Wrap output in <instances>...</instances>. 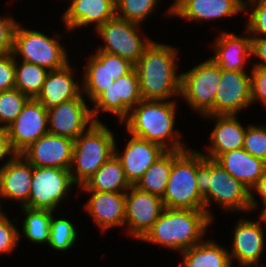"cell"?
Returning a JSON list of instances; mask_svg holds the SVG:
<instances>
[{"label": "cell", "instance_id": "6da1fadb", "mask_svg": "<svg viewBox=\"0 0 266 267\" xmlns=\"http://www.w3.org/2000/svg\"><path fill=\"white\" fill-rule=\"evenodd\" d=\"M177 50L170 45L155 43L145 49L134 65L139 77L142 100H166L180 96L181 74L176 73Z\"/></svg>", "mask_w": 266, "mask_h": 267}, {"label": "cell", "instance_id": "7a4b0ae2", "mask_svg": "<svg viewBox=\"0 0 266 267\" xmlns=\"http://www.w3.org/2000/svg\"><path fill=\"white\" fill-rule=\"evenodd\" d=\"M175 108V101L141 100L123 122L131 136L157 143L166 150H187L179 141V130L174 129Z\"/></svg>", "mask_w": 266, "mask_h": 267}, {"label": "cell", "instance_id": "3957f363", "mask_svg": "<svg viewBox=\"0 0 266 267\" xmlns=\"http://www.w3.org/2000/svg\"><path fill=\"white\" fill-rule=\"evenodd\" d=\"M212 221L205 210L164 208L141 240L182 252L201 242Z\"/></svg>", "mask_w": 266, "mask_h": 267}, {"label": "cell", "instance_id": "277c9868", "mask_svg": "<svg viewBox=\"0 0 266 267\" xmlns=\"http://www.w3.org/2000/svg\"><path fill=\"white\" fill-rule=\"evenodd\" d=\"M196 179L199 193L203 197L204 210L212 220L208 209L211 201L217 202L227 211H251L250 190L217 161L205 158L200 152H197Z\"/></svg>", "mask_w": 266, "mask_h": 267}, {"label": "cell", "instance_id": "5b68a950", "mask_svg": "<svg viewBox=\"0 0 266 267\" xmlns=\"http://www.w3.org/2000/svg\"><path fill=\"white\" fill-rule=\"evenodd\" d=\"M115 143L114 134L102 122H95L74 140L70 172L75 186L84 185L115 154Z\"/></svg>", "mask_w": 266, "mask_h": 267}, {"label": "cell", "instance_id": "8992f818", "mask_svg": "<svg viewBox=\"0 0 266 267\" xmlns=\"http://www.w3.org/2000/svg\"><path fill=\"white\" fill-rule=\"evenodd\" d=\"M197 151L184 150L172 163V170L162 197L169 209L204 210L197 186Z\"/></svg>", "mask_w": 266, "mask_h": 267}, {"label": "cell", "instance_id": "52a82bcc", "mask_svg": "<svg viewBox=\"0 0 266 267\" xmlns=\"http://www.w3.org/2000/svg\"><path fill=\"white\" fill-rule=\"evenodd\" d=\"M56 37L50 38L39 31L22 28L17 23L13 33L12 53L14 56L19 54L22 61L36 64L48 71L63 68L69 63L68 57L59 44V34Z\"/></svg>", "mask_w": 266, "mask_h": 267}, {"label": "cell", "instance_id": "ba28073f", "mask_svg": "<svg viewBox=\"0 0 266 267\" xmlns=\"http://www.w3.org/2000/svg\"><path fill=\"white\" fill-rule=\"evenodd\" d=\"M221 79V69L210 58L181 73L180 95L194 111L214 115V101Z\"/></svg>", "mask_w": 266, "mask_h": 267}, {"label": "cell", "instance_id": "9c48e42d", "mask_svg": "<svg viewBox=\"0 0 266 267\" xmlns=\"http://www.w3.org/2000/svg\"><path fill=\"white\" fill-rule=\"evenodd\" d=\"M139 25L116 16L106 21L96 29L105 42L97 51L119 55L135 65L152 42L149 38L141 40L137 33Z\"/></svg>", "mask_w": 266, "mask_h": 267}, {"label": "cell", "instance_id": "30bf717a", "mask_svg": "<svg viewBox=\"0 0 266 267\" xmlns=\"http://www.w3.org/2000/svg\"><path fill=\"white\" fill-rule=\"evenodd\" d=\"M73 184L70 170L33 166L29 208L54 211Z\"/></svg>", "mask_w": 266, "mask_h": 267}, {"label": "cell", "instance_id": "8fae6325", "mask_svg": "<svg viewBox=\"0 0 266 267\" xmlns=\"http://www.w3.org/2000/svg\"><path fill=\"white\" fill-rule=\"evenodd\" d=\"M142 100L139 90V77L134 67L128 74L121 76L106 88L94 101L91 108L95 122H101L96 115L99 111L117 115L122 123L130 111Z\"/></svg>", "mask_w": 266, "mask_h": 267}, {"label": "cell", "instance_id": "7c38bea8", "mask_svg": "<svg viewBox=\"0 0 266 267\" xmlns=\"http://www.w3.org/2000/svg\"><path fill=\"white\" fill-rule=\"evenodd\" d=\"M48 110L35 98H30L22 112L7 127L11 149L21 154L31 144L48 133Z\"/></svg>", "mask_w": 266, "mask_h": 267}, {"label": "cell", "instance_id": "4fadbf2b", "mask_svg": "<svg viewBox=\"0 0 266 267\" xmlns=\"http://www.w3.org/2000/svg\"><path fill=\"white\" fill-rule=\"evenodd\" d=\"M164 208L162 197L131 186L126 191L125 198V223L129 227L128 234L141 240L158 220Z\"/></svg>", "mask_w": 266, "mask_h": 267}, {"label": "cell", "instance_id": "5bb4252c", "mask_svg": "<svg viewBox=\"0 0 266 267\" xmlns=\"http://www.w3.org/2000/svg\"><path fill=\"white\" fill-rule=\"evenodd\" d=\"M94 123L91 109L86 105L82 93L77 98L60 103L48 110V126H50L48 133L50 134L75 140Z\"/></svg>", "mask_w": 266, "mask_h": 267}, {"label": "cell", "instance_id": "9a60e30c", "mask_svg": "<svg viewBox=\"0 0 266 267\" xmlns=\"http://www.w3.org/2000/svg\"><path fill=\"white\" fill-rule=\"evenodd\" d=\"M218 85L214 115H236L251 105V76L245 71H223Z\"/></svg>", "mask_w": 266, "mask_h": 267}, {"label": "cell", "instance_id": "2e32d148", "mask_svg": "<svg viewBox=\"0 0 266 267\" xmlns=\"http://www.w3.org/2000/svg\"><path fill=\"white\" fill-rule=\"evenodd\" d=\"M73 146V139L47 133L25 149L21 155L36 167L70 170Z\"/></svg>", "mask_w": 266, "mask_h": 267}, {"label": "cell", "instance_id": "e0dca14e", "mask_svg": "<svg viewBox=\"0 0 266 267\" xmlns=\"http://www.w3.org/2000/svg\"><path fill=\"white\" fill-rule=\"evenodd\" d=\"M249 2L244 0H175L168 15H177L186 20H215L247 11Z\"/></svg>", "mask_w": 266, "mask_h": 267}, {"label": "cell", "instance_id": "ac0fdd59", "mask_svg": "<svg viewBox=\"0 0 266 267\" xmlns=\"http://www.w3.org/2000/svg\"><path fill=\"white\" fill-rule=\"evenodd\" d=\"M262 223L260 217L257 222L247 219L238 221L233 233L231 253H229L231 262L235 259L242 267H252V265L258 267L265 245Z\"/></svg>", "mask_w": 266, "mask_h": 267}, {"label": "cell", "instance_id": "d6986e66", "mask_svg": "<svg viewBox=\"0 0 266 267\" xmlns=\"http://www.w3.org/2000/svg\"><path fill=\"white\" fill-rule=\"evenodd\" d=\"M33 165L15 154L0 168V198L15 199L29 208Z\"/></svg>", "mask_w": 266, "mask_h": 267}, {"label": "cell", "instance_id": "ffe728a7", "mask_svg": "<svg viewBox=\"0 0 266 267\" xmlns=\"http://www.w3.org/2000/svg\"><path fill=\"white\" fill-rule=\"evenodd\" d=\"M116 148L115 144V154L121 161L126 179L131 186H135L146 170L167 151L157 143L134 136L127 143L123 155H119Z\"/></svg>", "mask_w": 266, "mask_h": 267}, {"label": "cell", "instance_id": "44dd1931", "mask_svg": "<svg viewBox=\"0 0 266 267\" xmlns=\"http://www.w3.org/2000/svg\"><path fill=\"white\" fill-rule=\"evenodd\" d=\"M215 161L250 190L251 210L257 209L258 203L253 196L252 188L266 172V162L252 156L243 148L225 152Z\"/></svg>", "mask_w": 266, "mask_h": 267}, {"label": "cell", "instance_id": "7402d4cb", "mask_svg": "<svg viewBox=\"0 0 266 267\" xmlns=\"http://www.w3.org/2000/svg\"><path fill=\"white\" fill-rule=\"evenodd\" d=\"M87 192L91 196L85 209L103 231L125 224L126 192Z\"/></svg>", "mask_w": 266, "mask_h": 267}, {"label": "cell", "instance_id": "603a6c76", "mask_svg": "<svg viewBox=\"0 0 266 267\" xmlns=\"http://www.w3.org/2000/svg\"><path fill=\"white\" fill-rule=\"evenodd\" d=\"M72 72L69 63L63 68L48 72L42 89L35 98L46 110L77 98L82 93V87H79L78 81H74Z\"/></svg>", "mask_w": 266, "mask_h": 267}, {"label": "cell", "instance_id": "cb8c5ba5", "mask_svg": "<svg viewBox=\"0 0 266 267\" xmlns=\"http://www.w3.org/2000/svg\"><path fill=\"white\" fill-rule=\"evenodd\" d=\"M115 16V0H72L62 19L67 31H71L88 24L96 25L97 29Z\"/></svg>", "mask_w": 266, "mask_h": 267}, {"label": "cell", "instance_id": "d4e9b609", "mask_svg": "<svg viewBox=\"0 0 266 267\" xmlns=\"http://www.w3.org/2000/svg\"><path fill=\"white\" fill-rule=\"evenodd\" d=\"M215 55L211 59L223 71H245L252 55V37L222 32L215 40Z\"/></svg>", "mask_w": 266, "mask_h": 267}, {"label": "cell", "instance_id": "484cf974", "mask_svg": "<svg viewBox=\"0 0 266 267\" xmlns=\"http://www.w3.org/2000/svg\"><path fill=\"white\" fill-rule=\"evenodd\" d=\"M206 118H215L216 124L210 134L212 146L209 153L202 155L205 158L216 160L221 154L243 148L246 128L237 120L236 115H204Z\"/></svg>", "mask_w": 266, "mask_h": 267}, {"label": "cell", "instance_id": "4316f807", "mask_svg": "<svg viewBox=\"0 0 266 267\" xmlns=\"http://www.w3.org/2000/svg\"><path fill=\"white\" fill-rule=\"evenodd\" d=\"M130 187L122 163L114 154L79 188L84 191L126 192Z\"/></svg>", "mask_w": 266, "mask_h": 267}, {"label": "cell", "instance_id": "83f0119b", "mask_svg": "<svg viewBox=\"0 0 266 267\" xmlns=\"http://www.w3.org/2000/svg\"><path fill=\"white\" fill-rule=\"evenodd\" d=\"M202 241L181 252L184 267H234L226 248L211 240Z\"/></svg>", "mask_w": 266, "mask_h": 267}, {"label": "cell", "instance_id": "f1b7e54d", "mask_svg": "<svg viewBox=\"0 0 266 267\" xmlns=\"http://www.w3.org/2000/svg\"><path fill=\"white\" fill-rule=\"evenodd\" d=\"M183 151L167 150L146 170L135 187L141 191L163 197L172 170V163Z\"/></svg>", "mask_w": 266, "mask_h": 267}, {"label": "cell", "instance_id": "f546056e", "mask_svg": "<svg viewBox=\"0 0 266 267\" xmlns=\"http://www.w3.org/2000/svg\"><path fill=\"white\" fill-rule=\"evenodd\" d=\"M82 93L94 101L106 88L114 83L108 72V53L96 51L91 55L84 71Z\"/></svg>", "mask_w": 266, "mask_h": 267}, {"label": "cell", "instance_id": "4dcf8cb0", "mask_svg": "<svg viewBox=\"0 0 266 267\" xmlns=\"http://www.w3.org/2000/svg\"><path fill=\"white\" fill-rule=\"evenodd\" d=\"M22 211L26 215L22 226L24 237L34 243L48 244L54 211L47 209H31L25 206H22Z\"/></svg>", "mask_w": 266, "mask_h": 267}, {"label": "cell", "instance_id": "1f68e13d", "mask_svg": "<svg viewBox=\"0 0 266 267\" xmlns=\"http://www.w3.org/2000/svg\"><path fill=\"white\" fill-rule=\"evenodd\" d=\"M16 58L15 56V89L29 98H36L49 71L46 68L24 61L19 65Z\"/></svg>", "mask_w": 266, "mask_h": 267}, {"label": "cell", "instance_id": "d6a6232c", "mask_svg": "<svg viewBox=\"0 0 266 267\" xmlns=\"http://www.w3.org/2000/svg\"><path fill=\"white\" fill-rule=\"evenodd\" d=\"M159 0H115L116 17L138 24L150 15ZM118 11L120 12L118 14Z\"/></svg>", "mask_w": 266, "mask_h": 267}, {"label": "cell", "instance_id": "836d02e7", "mask_svg": "<svg viewBox=\"0 0 266 267\" xmlns=\"http://www.w3.org/2000/svg\"><path fill=\"white\" fill-rule=\"evenodd\" d=\"M77 230L73 223L67 219H54L52 215L49 246L54 250H68L75 244L77 240Z\"/></svg>", "mask_w": 266, "mask_h": 267}, {"label": "cell", "instance_id": "e575fe53", "mask_svg": "<svg viewBox=\"0 0 266 267\" xmlns=\"http://www.w3.org/2000/svg\"><path fill=\"white\" fill-rule=\"evenodd\" d=\"M29 99L27 95L15 88L0 92V127L7 128L22 112Z\"/></svg>", "mask_w": 266, "mask_h": 267}, {"label": "cell", "instance_id": "d590c367", "mask_svg": "<svg viewBox=\"0 0 266 267\" xmlns=\"http://www.w3.org/2000/svg\"><path fill=\"white\" fill-rule=\"evenodd\" d=\"M243 149L266 162V127L248 125L245 131Z\"/></svg>", "mask_w": 266, "mask_h": 267}, {"label": "cell", "instance_id": "8d00e7d4", "mask_svg": "<svg viewBox=\"0 0 266 267\" xmlns=\"http://www.w3.org/2000/svg\"><path fill=\"white\" fill-rule=\"evenodd\" d=\"M251 8H253L245 33L251 34L250 36L260 34L266 37V0H250Z\"/></svg>", "mask_w": 266, "mask_h": 267}, {"label": "cell", "instance_id": "74e56055", "mask_svg": "<svg viewBox=\"0 0 266 267\" xmlns=\"http://www.w3.org/2000/svg\"><path fill=\"white\" fill-rule=\"evenodd\" d=\"M20 236L16 226L3 214L0 217V254L13 252Z\"/></svg>", "mask_w": 266, "mask_h": 267}, {"label": "cell", "instance_id": "f35d334b", "mask_svg": "<svg viewBox=\"0 0 266 267\" xmlns=\"http://www.w3.org/2000/svg\"><path fill=\"white\" fill-rule=\"evenodd\" d=\"M15 88V56L13 53L0 55V92Z\"/></svg>", "mask_w": 266, "mask_h": 267}, {"label": "cell", "instance_id": "ab89813d", "mask_svg": "<svg viewBox=\"0 0 266 267\" xmlns=\"http://www.w3.org/2000/svg\"><path fill=\"white\" fill-rule=\"evenodd\" d=\"M251 73V103L259 100L266 105V67L253 66Z\"/></svg>", "mask_w": 266, "mask_h": 267}, {"label": "cell", "instance_id": "60d3db41", "mask_svg": "<svg viewBox=\"0 0 266 267\" xmlns=\"http://www.w3.org/2000/svg\"><path fill=\"white\" fill-rule=\"evenodd\" d=\"M17 22L12 17H0V55L13 50V33Z\"/></svg>", "mask_w": 266, "mask_h": 267}, {"label": "cell", "instance_id": "b9f144b4", "mask_svg": "<svg viewBox=\"0 0 266 267\" xmlns=\"http://www.w3.org/2000/svg\"><path fill=\"white\" fill-rule=\"evenodd\" d=\"M133 68L134 64L127 59L108 53V72L114 80L128 74Z\"/></svg>", "mask_w": 266, "mask_h": 267}, {"label": "cell", "instance_id": "7bdbcfd3", "mask_svg": "<svg viewBox=\"0 0 266 267\" xmlns=\"http://www.w3.org/2000/svg\"><path fill=\"white\" fill-rule=\"evenodd\" d=\"M252 56L262 60L254 63V66L266 67V37H252Z\"/></svg>", "mask_w": 266, "mask_h": 267}, {"label": "cell", "instance_id": "ee69618b", "mask_svg": "<svg viewBox=\"0 0 266 267\" xmlns=\"http://www.w3.org/2000/svg\"><path fill=\"white\" fill-rule=\"evenodd\" d=\"M10 155L13 157L15 153L11 149L9 138H8V131L5 127H0V161L3 160L4 157Z\"/></svg>", "mask_w": 266, "mask_h": 267}, {"label": "cell", "instance_id": "f6af8a7d", "mask_svg": "<svg viewBox=\"0 0 266 267\" xmlns=\"http://www.w3.org/2000/svg\"><path fill=\"white\" fill-rule=\"evenodd\" d=\"M262 198L263 206H266V172L260 177L257 184L252 188Z\"/></svg>", "mask_w": 266, "mask_h": 267}, {"label": "cell", "instance_id": "bcb514c9", "mask_svg": "<svg viewBox=\"0 0 266 267\" xmlns=\"http://www.w3.org/2000/svg\"><path fill=\"white\" fill-rule=\"evenodd\" d=\"M260 219L262 220V222H264L266 224V206L264 207V209L260 212L259 215Z\"/></svg>", "mask_w": 266, "mask_h": 267}, {"label": "cell", "instance_id": "7dc6e473", "mask_svg": "<svg viewBox=\"0 0 266 267\" xmlns=\"http://www.w3.org/2000/svg\"><path fill=\"white\" fill-rule=\"evenodd\" d=\"M0 203H1V202H0ZM1 209H2V208H1V204H0V217H1L3 214H5L4 212L1 211Z\"/></svg>", "mask_w": 266, "mask_h": 267}]
</instances>
